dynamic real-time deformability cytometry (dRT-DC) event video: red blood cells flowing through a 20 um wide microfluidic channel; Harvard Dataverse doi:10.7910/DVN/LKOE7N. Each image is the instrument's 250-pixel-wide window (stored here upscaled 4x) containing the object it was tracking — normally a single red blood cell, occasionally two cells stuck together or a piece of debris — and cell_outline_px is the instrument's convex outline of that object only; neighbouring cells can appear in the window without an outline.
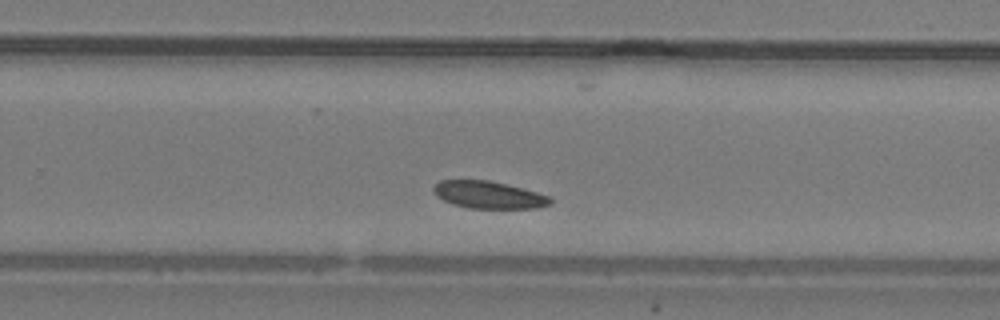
{"species": "common noctule bat (a hibernating species)", "species_latin": "Nyctalus noctula", "temperature_condition": "warm", "stored_images_in_passage": 25, "camera_frame_rate_fps": 3000, "um_per_image_px": 0.085, "animal": {"sex": "male", "body_mass_g": 19.2, "forearm_length_mm": 51.8}, "frame": {"image": 1, "passage_image": 15, "time_ms": 4.667, "image_size_px": [1000, 320], "cell_outline_px": [[552, 204], [540, 208], [468, 208], [452, 204], [436, 196], [432, 188], [440, 180], [488, 180], [524, 188], [552, 196]], "centroid_in_image_um": [41.58, 16.56], "position_along_channel_um": 288.2, "area_um2": 18.79}}